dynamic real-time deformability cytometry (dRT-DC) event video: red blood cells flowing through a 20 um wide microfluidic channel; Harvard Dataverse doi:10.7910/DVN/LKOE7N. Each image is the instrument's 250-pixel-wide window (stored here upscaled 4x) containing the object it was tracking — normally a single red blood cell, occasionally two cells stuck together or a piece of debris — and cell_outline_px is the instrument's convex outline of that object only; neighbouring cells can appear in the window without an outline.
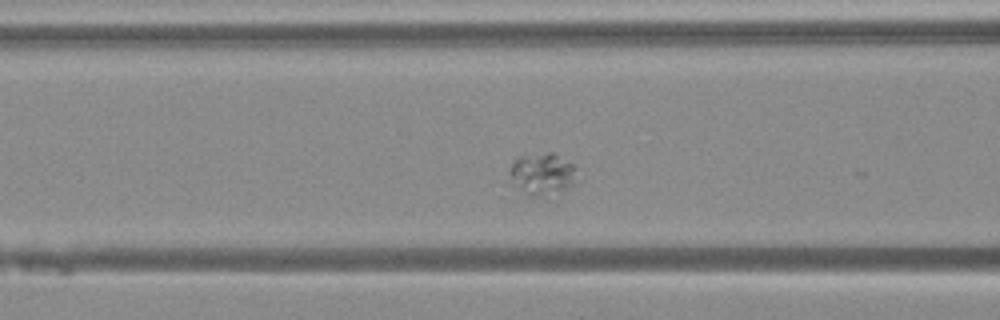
{"species": "Egyptian fruit bat (a non-hibernating species)", "species_latin": "Rousettus aegyptiacus", "temperature_condition": "warm", "stored_images_in_passage": 16, "camera_frame_rate_fps": 3000, "um_per_image_px": 0.085, "animal": {"sex": "female"}, "frame": {"image": 1, "passage_image": 11, "time_ms": 3.333, "image_size_px": [1000, 320], "cell_outline_px": [[576, 168], [572, 184], [560, 192], [540, 196], [528, 196], [512, 188], [508, 172], [512, 160], [520, 156], [548, 152], [552, 152], [572, 164]], "centroid_in_image_um": [45.97, 14.8], "position_along_channel_um": 120.6, "area_um2": 16.7}}
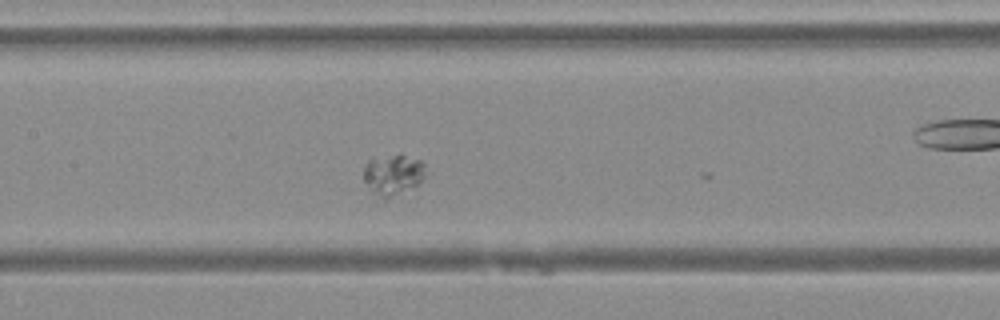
{"frame": {"image": 2, "passage_image": 15, "time_ms": 4.667, "image_size_px": [1000, 320], "cell_outline_px": [[424, 176], [416, 184], [384, 204], [372, 192], [364, 180], [364, 168], [368, 160], [400, 152], [420, 160], [424, 164]], "centroid_in_image_um": [33.37, 14.88], "position_along_channel_um": 174.0, "area_um2": 15.14}}